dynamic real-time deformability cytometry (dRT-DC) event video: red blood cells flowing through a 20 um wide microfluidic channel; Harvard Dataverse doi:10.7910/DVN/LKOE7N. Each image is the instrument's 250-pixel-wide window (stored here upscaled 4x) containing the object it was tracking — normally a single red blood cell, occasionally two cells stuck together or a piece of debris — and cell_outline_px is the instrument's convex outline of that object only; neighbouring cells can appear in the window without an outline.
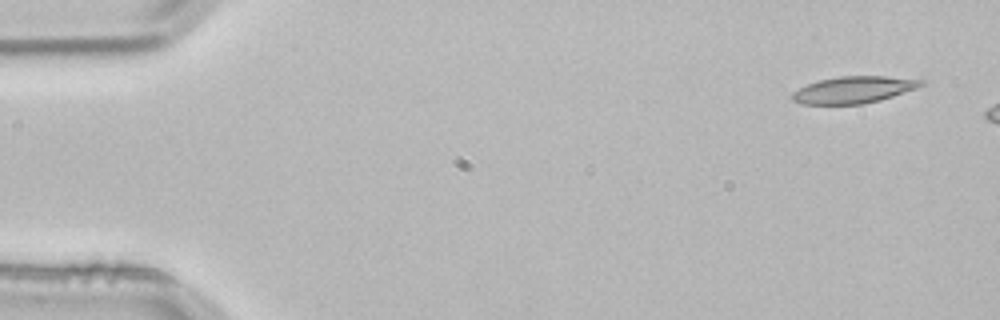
{"species": "common noctule bat (a hibernating species)", "species_latin": "Nyctalus noctula", "temperature_condition": "room temperature", "stored_images_in_passage": 4, "camera_frame_rate_fps": 3000, "um_per_image_px": 0.085, "animal": {"sex": "male", "body_mass_g": 21.5, "forearm_length_mm": 52.0}, "frame": {"image": 1, "passage_image": 1, "time_ms": 0.0, "image_size_px": [1000, 320], "cell_outline_px": [[924, 84], [916, 88], [880, 100], [864, 104], [800, 104], [792, 100], [788, 96], [792, 92], [808, 84], [820, 80], [840, 76], [884, 76], [924, 80]], "centroid_in_image_um": [72.51, 7.64], "position_along_channel_um": 12.5, "area_um2": 20.06}}